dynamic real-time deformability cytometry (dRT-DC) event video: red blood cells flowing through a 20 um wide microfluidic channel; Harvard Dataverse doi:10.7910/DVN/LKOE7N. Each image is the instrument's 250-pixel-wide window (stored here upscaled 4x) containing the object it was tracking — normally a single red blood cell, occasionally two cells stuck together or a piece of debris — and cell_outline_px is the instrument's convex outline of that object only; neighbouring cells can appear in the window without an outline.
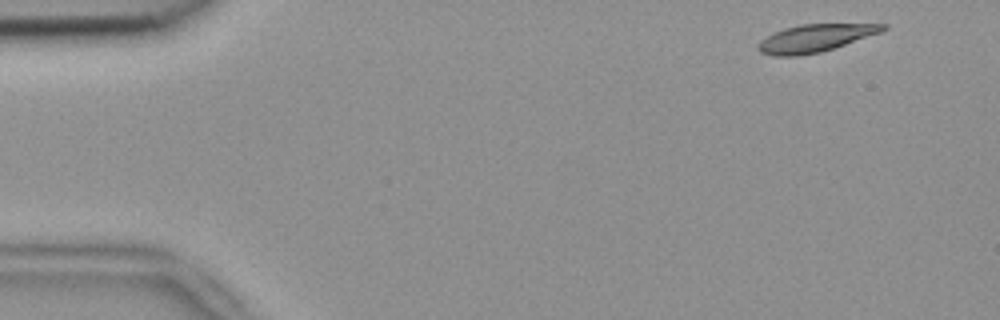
{"species": "common noctule bat (a hibernating species)", "species_latin": "Nyctalus noctula", "temperature_condition": "room temperature", "stored_images_in_passage": 49, "camera_frame_rate_fps": 3000, "um_per_image_px": 0.085, "animal": {"sex": "female", "body_mass_g": 18.4}, "frame": {"image": 1, "passage_image": 1, "time_ms": 0.0, "image_size_px": [1000, 320], "cell_outline_px": [[888, 28], [880, 32], [820, 52], [800, 56], [772, 56], [760, 52], [756, 48], [756, 44], [760, 40], [784, 28], [800, 24], [888, 24]], "centroid_in_image_um": [69.22, 3.25], "position_along_channel_um": 15.8, "area_um2": 19.83}}
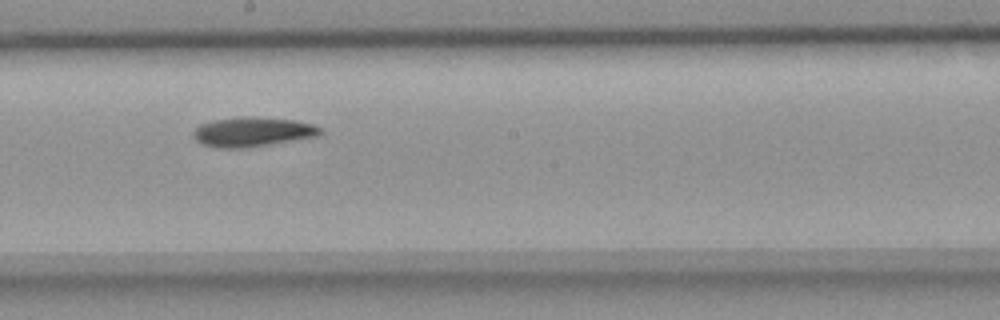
{"frame": {"image": 2, "passage_image": 26, "time_ms": 8.333, "image_size_px": [1000, 320], "cell_outline_px": [[320, 132], [316, 136], [248, 148], [216, 148], [200, 144], [192, 136], [192, 132], [200, 124], [212, 120], [240, 116], [252, 116], [292, 120], [312, 124], [320, 128]], "centroid_in_image_um": [21.36, 11.21], "position_along_channel_um": 226.8, "area_um2": 21.91}}
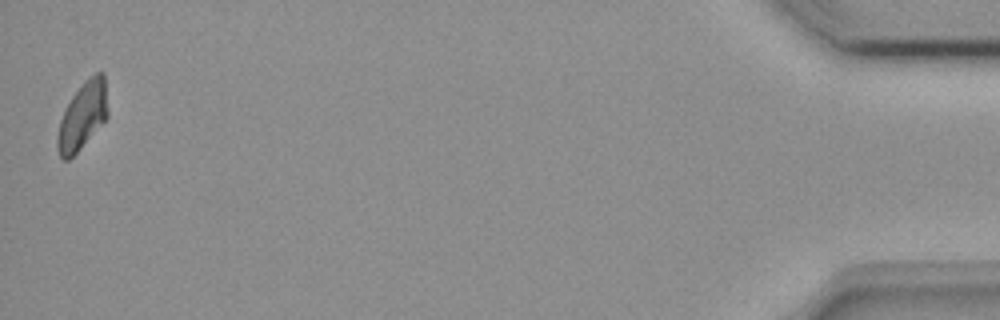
{"frame": {"image": 3, "passage_image": 49, "time_ms": 16.0, "image_size_px": [1000, 320], "cell_outline_px": [[108, 116], [76, 152], [68, 160], [64, 160], [60, 156], [56, 144], [56, 136], [60, 120], [72, 96], [84, 80], [88, 76], [96, 72], [104, 72], [108, 112]], "centroid_in_image_um": [7.01, 9.8], "position_along_channel_um": 428.2, "area_um2": 19.48}, "authors_computed_cell_mechanics": {"area_um2": 20.808, "velocity_mm_per_s": 3.8169, "shape_relaxation_time_tau1_ms": 4.8291, "shape_relaxation_time_tau2_ms": 10.1544, "deformation_change_tau1": 0.1477, "deformation_change_tau2": 0.1679}}